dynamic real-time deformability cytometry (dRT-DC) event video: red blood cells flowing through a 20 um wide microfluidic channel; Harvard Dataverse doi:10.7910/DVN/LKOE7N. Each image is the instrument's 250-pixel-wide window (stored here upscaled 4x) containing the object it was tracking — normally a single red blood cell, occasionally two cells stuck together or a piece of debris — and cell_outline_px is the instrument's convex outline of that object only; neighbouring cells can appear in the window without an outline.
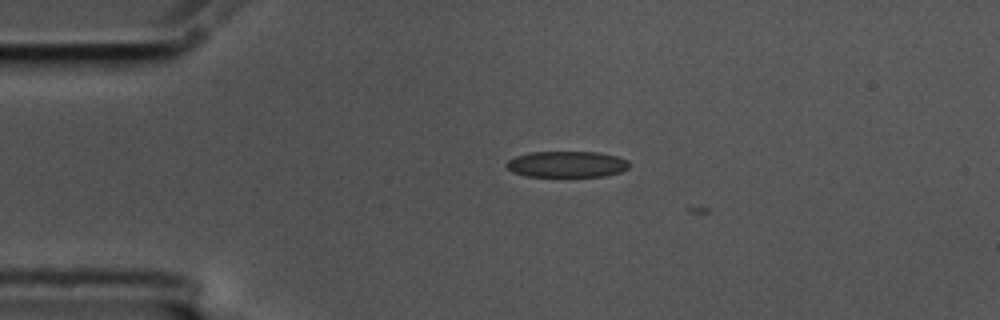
{"species": "common noctule bat (a hibernating species)", "species_latin": "Nyctalus noctula", "temperature_condition": "cold", "stored_images_in_passage": 4, "camera_frame_rate_fps": 3000, "um_per_image_px": 0.085, "animal": {"sex": "male", "body_mass_g": 17.5, "forearm_length_mm": 52.3}, "frame": {"image": 1, "passage_image": 2, "time_ms": 0.333, "image_size_px": [1000, 320], "cell_outline_px": [[628, 168], [620, 172], [604, 176], [524, 176], [512, 172], [504, 164], [508, 160], [516, 156], [528, 152], [600, 152], [616, 156], [628, 160]], "centroid_in_image_um": [48.15, 13.95], "position_along_channel_um": 36.9, "area_um2": 18.73}}